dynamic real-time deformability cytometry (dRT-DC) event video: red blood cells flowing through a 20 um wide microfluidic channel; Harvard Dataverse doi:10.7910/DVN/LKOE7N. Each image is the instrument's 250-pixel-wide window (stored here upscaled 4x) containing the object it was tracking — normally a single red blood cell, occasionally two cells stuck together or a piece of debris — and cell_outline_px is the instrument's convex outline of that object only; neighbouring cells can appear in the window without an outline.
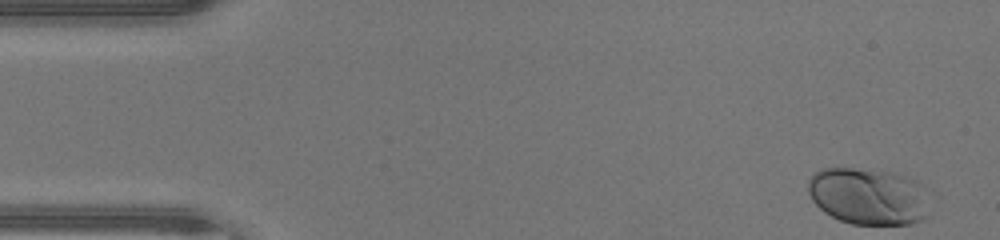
{"species": "human", "species_latin": "Homo sapiens", "temperature_condition": "warm", "stored_images_in_passage": 46, "camera_frame_rate_fps": 3000, "um_per_image_px": 0.085, "donor": {"sex": "male"}, "frame": {"image": 1, "passage_image": 1, "time_ms": 0.0, "image_size_px": [1000, 240], "cell_outline_px": [[924, 216], [920, 220], [912, 224], [852, 224], [840, 220], [824, 212], [812, 200], [808, 192], [808, 180], [812, 172], [824, 168], [852, 168], [892, 172], [916, 180]], "centroid_in_image_um": [73.62, 16.67], "position_along_channel_um": 11.4, "area_um2": 39.07}}
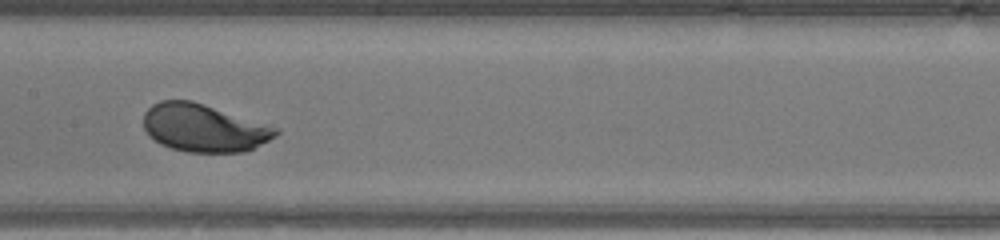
{"frame": {"image": 2, "passage_image": 22, "time_ms": 7.0, "image_size_px": [1000, 240], "cell_outline_px": [[280, 132], [276, 136], [244, 152], [188, 152], [172, 148], [160, 144], [148, 136], [144, 128], [144, 112], [152, 104], [160, 100], [192, 100], [280, 128]], "centroid_in_image_um": [17.31, 10.86], "position_along_channel_um": 190.1, "area_um2": 36.88}}
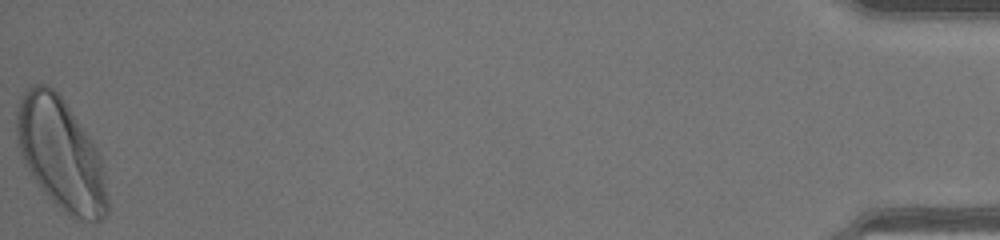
{"frame": {"image": 3, "passage_image": 46, "time_ms": 15.0, "image_size_px": [1000, 240], "cell_outline_px": [[108, 212], [96, 224], [92, 224], [76, 220], [64, 212], [44, 192], [32, 176], [20, 152], [16, 140], [16, 108], [20, 96], [32, 84], [48, 84], [64, 100], [96, 148], [100, 156], [108, 200]], "centroid_in_image_um": [5.16, 13.13], "position_along_channel_um": 430.0, "area_um2": 58.9}, "authors_computed_cell_mechanics": {"area_um2": 37.5989, "velocity_mm_per_s": 4.3685, "shape_relaxation_time_tau1_ms": 1.6625, "shape_relaxation_time_tau2_ms": null, "deformation_change_tau1": 0.1377, "deformation_change_tau2": null}}